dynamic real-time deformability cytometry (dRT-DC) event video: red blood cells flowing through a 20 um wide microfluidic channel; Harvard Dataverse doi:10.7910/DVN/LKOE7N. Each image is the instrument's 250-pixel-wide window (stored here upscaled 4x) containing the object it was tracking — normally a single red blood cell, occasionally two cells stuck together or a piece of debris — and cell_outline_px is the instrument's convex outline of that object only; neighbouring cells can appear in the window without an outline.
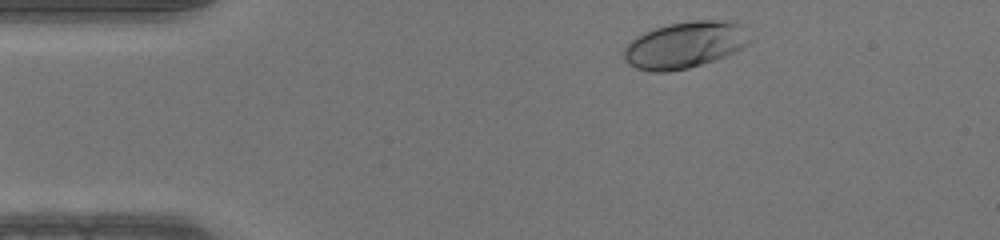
{"species": "human", "species_latin": "Homo sapiens", "temperature_condition": "warm", "stored_images_in_passage": 33, "camera_frame_rate_fps": 3000, "um_per_image_px": 0.085, "donor": {"sex": "male"}, "frame": {"image": 1, "passage_image": 2, "time_ms": 0.333, "image_size_px": [1000, 240], "cell_outline_px": [[752, 40], [744, 48], [736, 52], [716, 60], [688, 68], [668, 72], [652, 72], [636, 68], [628, 64], [624, 60], [620, 52], [636, 36], [644, 32], [668, 24], [692, 20], [736, 20], [740, 24]], "centroid_in_image_um": [58.23, 3.82], "position_along_channel_um": 26.8, "area_um2": 34.74}}
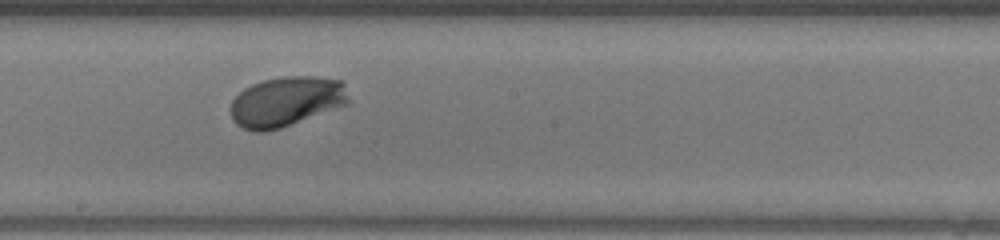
{"frame": {"image": 2, "passage_image": 20, "time_ms": 6.333, "image_size_px": [1000, 240], "cell_outline_px": [[352, 104], [280, 128], [264, 132], [252, 132], [236, 124], [232, 120], [232, 100], [244, 88], [252, 84], [264, 80], [284, 76], [316, 76], [344, 80], [352, 100]], "centroid_in_image_um": [24.44, 8.63], "position_along_channel_um": 223.8, "area_um2": 35.08}}
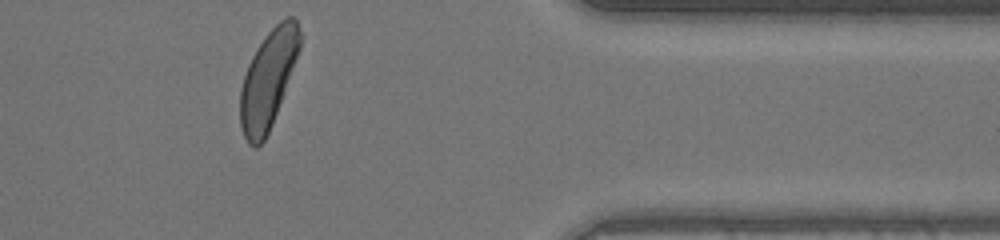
{"frame": {"image": 3, "passage_image": 33, "time_ms": 10.667, "image_size_px": [1000, 240], "cell_outline_px": [[300, 48], [272, 124], [264, 140], [256, 148], [252, 148], [248, 144], [244, 136], [240, 124], [240, 88], [248, 64], [256, 48], [264, 36], [284, 16], [292, 16], [296, 20], [300, 32]], "centroid_in_image_um": [22.76, 6.74], "position_along_channel_um": 388.6, "area_um2": 33.64}}